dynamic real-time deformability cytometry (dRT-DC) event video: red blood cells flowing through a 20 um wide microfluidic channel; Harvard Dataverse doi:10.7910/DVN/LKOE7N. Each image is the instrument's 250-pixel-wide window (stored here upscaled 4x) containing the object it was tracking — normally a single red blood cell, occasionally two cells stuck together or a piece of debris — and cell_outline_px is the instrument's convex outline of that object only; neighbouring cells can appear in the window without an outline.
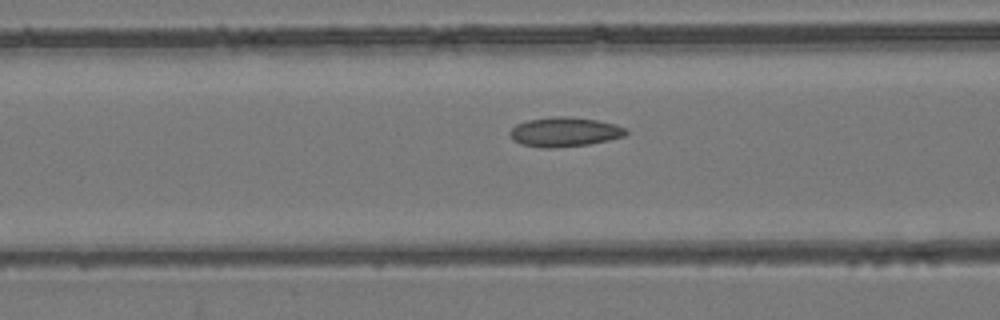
{"species": "common noctule bat (a hibernating species)", "species_latin": "Nyctalus noctula", "temperature_condition": "room temperature", "stored_images_in_passage": 54, "camera_frame_rate_fps": 3000, "um_per_image_px": 0.085, "animal": {"sex": "female", "body_mass_g": 24.6, "forearm_length_mm": 56.2}, "frame": {"image": 1, "passage_image": 22, "time_ms": 7.0, "image_size_px": [1000, 320], "cell_outline_px": [[628, 132], [624, 136], [608, 140], [588, 144], [552, 148], [544, 148], [520, 144], [512, 140], [508, 132], [516, 124], [528, 120], [552, 116], [568, 116], [596, 120], [616, 124], [624, 128]], "centroid_in_image_um": [47.94, 11.21], "position_along_channel_um": 118.7, "area_um2": 19.94}}
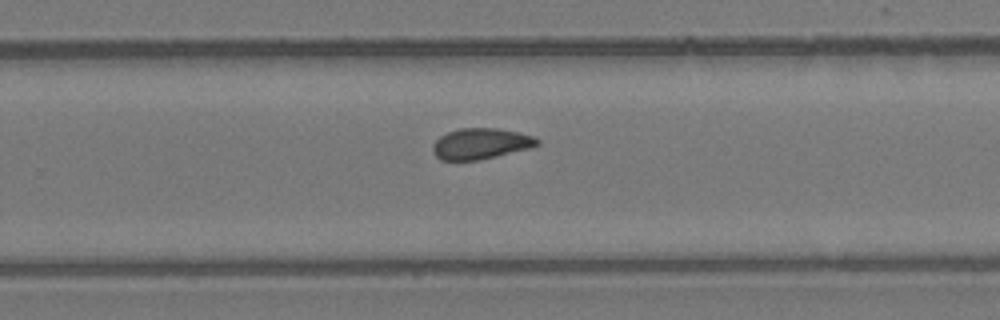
{"frame": {"image": 2, "passage_image": 35, "time_ms": 11.333, "image_size_px": [1000, 320], "cell_outline_px": [[540, 144], [528, 148], [480, 160], [440, 160], [432, 152], [432, 144], [440, 136], [448, 132], [460, 128], [496, 128], [516, 132], [532, 136], [540, 140]], "centroid_in_image_um": [40.82, 12.21], "position_along_channel_um": 289.0, "area_um2": 18.67}}
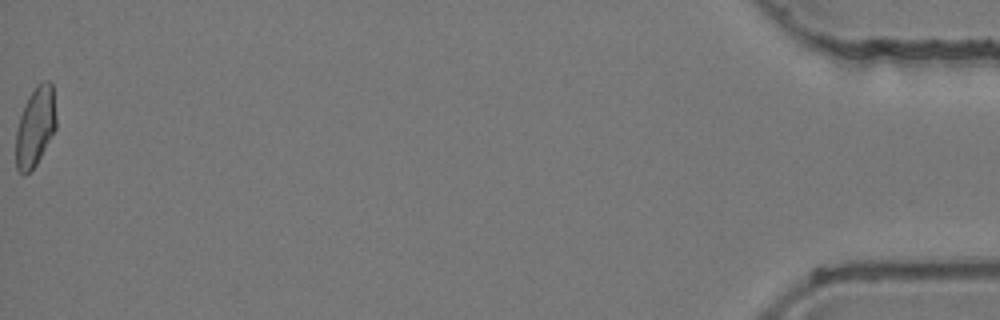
{"frame": {"image": 3, "passage_image": 54, "time_ms": 17.667, "image_size_px": [1000, 320], "cell_outline_px": [[56, 128], [36, 164], [24, 176], [16, 168], [16, 132], [20, 116], [24, 104], [28, 96], [36, 84], [44, 80], [48, 80], [52, 84], [56, 116]], "centroid_in_image_um": [3.0, 10.73], "position_along_channel_um": 432.2, "area_um2": 18.61}, "authors_computed_cell_mechanics": {"area_um2": 19.1318, "velocity_mm_per_s": 3.9326, "shape_relaxation_time_tau1_ms": null, "shape_relaxation_time_tau2_ms": 3.2884, "deformation_change_tau1": null, "deformation_change_tau2": 0.0762}}